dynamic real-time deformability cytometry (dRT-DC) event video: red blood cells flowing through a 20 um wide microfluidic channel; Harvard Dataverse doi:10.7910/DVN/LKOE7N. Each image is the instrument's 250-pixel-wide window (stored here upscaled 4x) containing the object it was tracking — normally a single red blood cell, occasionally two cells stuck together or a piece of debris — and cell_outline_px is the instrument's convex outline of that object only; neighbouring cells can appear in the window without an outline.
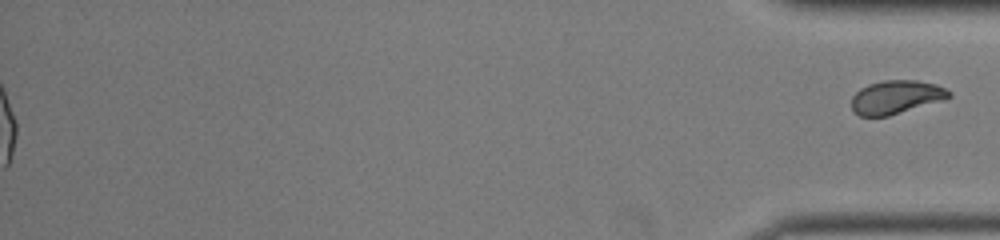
{"species": "common noctule bat (a hibernating species)", "species_latin": "Nyctalus noctula", "temperature_condition": "room temperature", "stored_images_in_passage": 52, "segment_of_instrument_passage": [2, 2], "camera_frame_rate_fps": 3000, "um_per_image_px": 0.085, "animal": {"sex": "female", "body_mass_g": 22.0, "forearm_length_mm": 56.7}, "frame": {"image": 1, "passage_image": 52, "time_ms": 17.0, "image_size_px": [1000, 240], "cell_outline_px": [[952, 96], [944, 100], [888, 116], [860, 116], [852, 112], [852, 96], [860, 88], [868, 84], [884, 80], [916, 80], [936, 84], [952, 92]], "centroid_in_image_um": [76.16, 8.25], "position_along_channel_um": 359.0, "area_um2": 19.13}}